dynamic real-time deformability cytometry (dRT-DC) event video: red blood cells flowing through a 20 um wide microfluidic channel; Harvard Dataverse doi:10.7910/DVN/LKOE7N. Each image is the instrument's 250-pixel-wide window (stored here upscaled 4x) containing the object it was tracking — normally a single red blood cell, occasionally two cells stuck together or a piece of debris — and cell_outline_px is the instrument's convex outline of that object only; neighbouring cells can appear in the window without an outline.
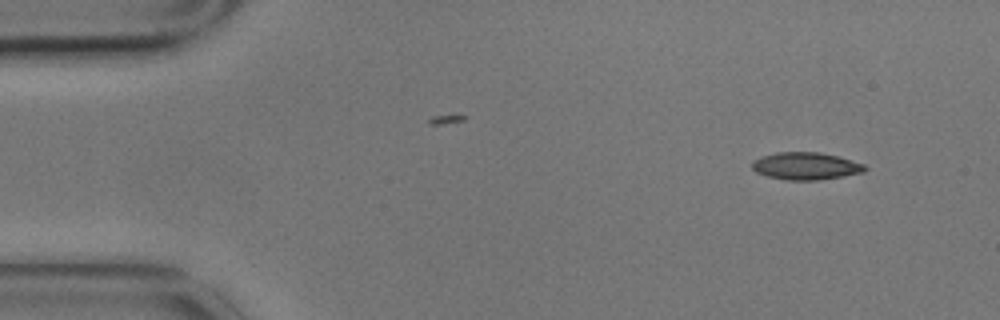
{"species": "common noctule bat (a hibernating species)", "species_latin": "Nyctalus noctula", "temperature_condition": "cold", "stored_images_in_passage": 5, "camera_frame_rate_fps": 3000, "um_per_image_px": 0.085, "animal": {"sex": "male", "body_mass_g": 17.9}, "frame": {"image": 1, "passage_image": 1, "time_ms": 0.0, "image_size_px": [1000, 320], "cell_outline_px": [[868, 168], [864, 172], [844, 176], [816, 180], [788, 180], [768, 176], [756, 172], [752, 168], [752, 160], [760, 156], [776, 152], [820, 152], [836, 156], [864, 164]], "centroid_in_image_um": [68.47, 14.11], "position_along_channel_um": 16.5, "area_um2": 17.98}}